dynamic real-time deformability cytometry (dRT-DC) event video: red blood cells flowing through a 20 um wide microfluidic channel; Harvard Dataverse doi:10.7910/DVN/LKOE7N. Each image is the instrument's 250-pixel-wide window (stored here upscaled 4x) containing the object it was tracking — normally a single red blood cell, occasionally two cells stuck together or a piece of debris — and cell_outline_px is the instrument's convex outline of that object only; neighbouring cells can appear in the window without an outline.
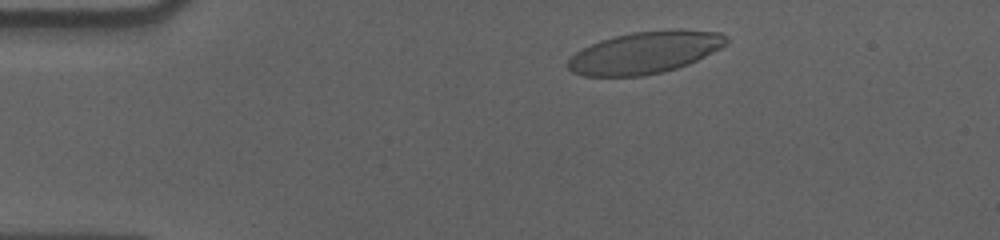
{"species": "human", "species_latin": "Homo sapiens", "temperature_condition": "cold", "stored_images_in_passage": 52, "camera_frame_rate_fps": 3000, "um_per_image_px": 0.085, "donor": {"sex": "male"}, "frame": {"image": 1, "passage_image": 5, "time_ms": 1.333, "image_size_px": [1000, 240], "cell_outline_px": [[728, 44], [688, 64], [676, 68], [644, 76], [584, 76], [572, 72], [568, 68], [568, 60], [576, 52], [600, 40], [612, 36], [632, 32], [672, 28], [684, 28], [720, 32], [728, 36]], "centroid_in_image_um": [54.86, 4.44], "position_along_channel_um": 30.1, "area_um2": 39.07}}
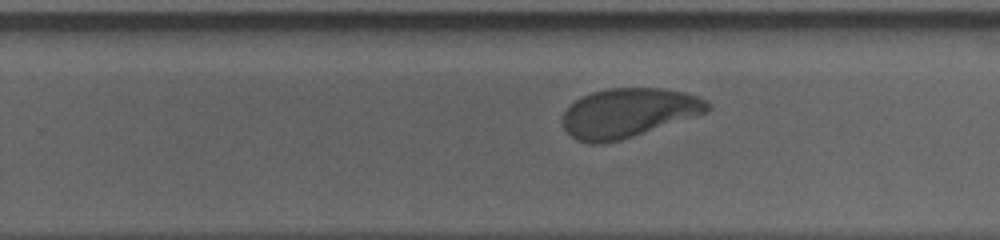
{"frame": {"image": 2, "passage_image": 31, "time_ms": 10.0, "image_size_px": [1000, 240], "cell_outline_px": [[712, 108], [708, 112], [620, 140], [604, 144], [588, 144], [576, 140], [564, 128], [564, 112], [576, 100], [592, 92], [612, 88], [660, 88], [684, 92], [700, 96], [708, 100], [712, 104]], "centroid_in_image_um": [53.47, 9.59], "position_along_channel_um": 276.3, "area_um2": 41.38}}
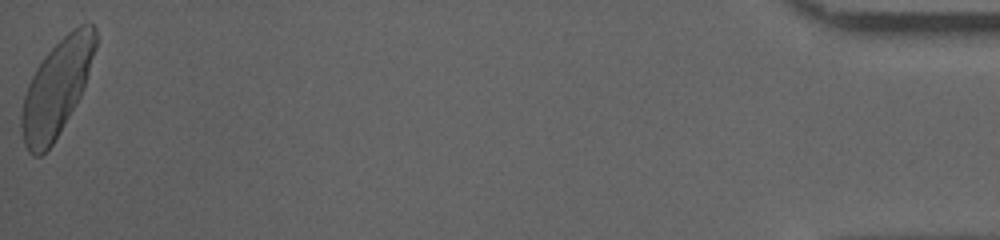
{"frame": {"image": 3, "passage_image": 52, "time_ms": 17.0, "image_size_px": [1000, 240], "cell_outline_px": [[96, 48], [84, 88], [80, 96], [52, 144], [40, 156], [36, 156], [28, 152], [24, 144], [20, 124], [20, 116], [24, 96], [28, 84], [36, 68], [44, 56], [72, 28], [80, 24], [92, 24], [96, 28]], "centroid_in_image_um": [4.81, 7.47], "position_along_channel_um": 430.4, "area_um2": 40.92}, "authors_computed_cell_mechanics": {"area_um2": 41.5004, "velocity_mm_per_s": 3.5566, "shape_relaxation_time_tau1_ms": 3.6688, "shape_relaxation_time_tau2_ms": 1.6759, "deformation_change_tau1": 0.1524, "deformation_change_tau2": 0.0788}}